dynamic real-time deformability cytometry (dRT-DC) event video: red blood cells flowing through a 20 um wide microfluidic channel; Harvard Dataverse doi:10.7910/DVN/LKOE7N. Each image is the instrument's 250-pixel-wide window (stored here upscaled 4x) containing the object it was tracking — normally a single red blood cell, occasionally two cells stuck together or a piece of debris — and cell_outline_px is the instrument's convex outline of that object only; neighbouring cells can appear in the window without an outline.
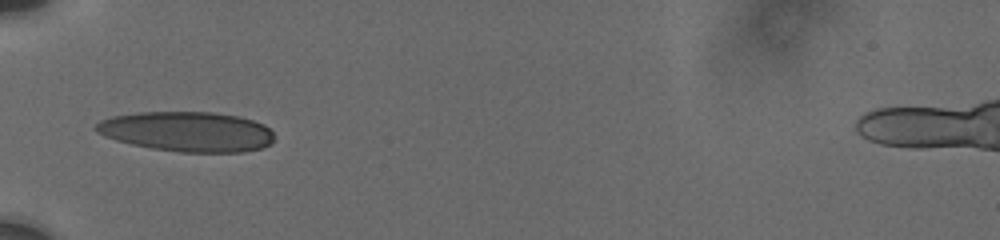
{"species": "human", "species_latin": "Homo sapiens", "temperature_condition": "cold", "stored_images_in_passage": 19, "camera_frame_rate_fps": 3000, "um_per_image_px": 0.085, "donor": {"sex": "male"}, "frame": {"image": 1, "passage_image": 1, "time_ms": 0.0, "image_size_px": [1000, 240], "cell_outline_px": [[272, 140], [268, 144], [260, 148], [244, 152], [180, 152], [152, 148], [132, 144], [116, 140], [104, 136], [96, 132], [92, 128], [100, 120], [112, 116], [136, 112], [212, 112], [240, 116], [264, 124], [272, 132]], "centroid_in_image_um": [15.86, 11.18], "position_along_channel_um": 69.1, "area_um2": 41.56}}
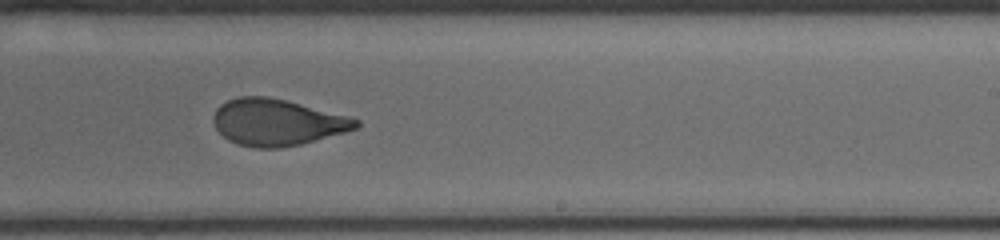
{"frame": {"image": 2, "passage_image": 9, "time_ms": 5.333, "image_size_px": [1000, 240], "cell_outline_px": [[360, 124], [356, 128], [344, 132], [300, 144], [280, 148], [256, 148], [236, 144], [228, 140], [216, 128], [212, 120], [212, 116], [216, 108], [220, 104], [228, 100], [240, 96], [268, 96], [348, 116], [360, 120]], "centroid_in_image_um": [23.5, 10.4], "position_along_channel_um": 265.5, "area_um2": 38.44}}
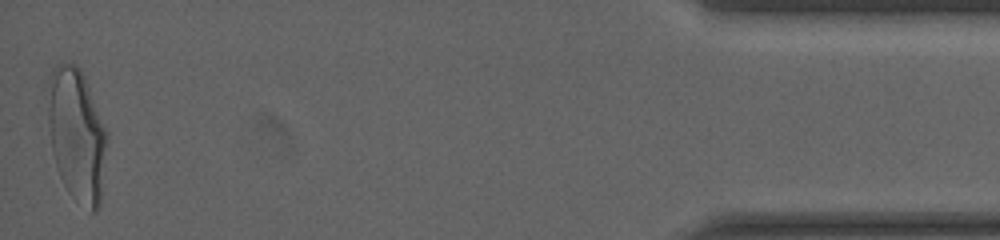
{"frame": {"image": 3, "passage_image": 19, "time_ms": 11.667, "image_size_px": [1000, 240], "cell_outline_px": [[108, 140], [100, 208], [96, 212], [92, 212], [72, 196], [68, 192], [60, 176], [52, 152], [44, 96], [44, 88], [48, 76], [52, 68], [56, 64], [76, 64], [80, 68], [84, 76], [108, 132]], "centroid_in_image_um": [6.49, 11.4], "position_along_channel_um": 428.7, "area_um2": 46.99}, "authors_computed_cell_mechanics": {"area_um2": 40.2288, "velocity_mm_per_s": 3.7527, "shape_relaxation_time_tau1_ms": 4.798, "shape_relaxation_time_tau2_ms": 1.1671, "deformation_change_tau1": 0.1779, "deformation_change_tau2": 0.0751}}